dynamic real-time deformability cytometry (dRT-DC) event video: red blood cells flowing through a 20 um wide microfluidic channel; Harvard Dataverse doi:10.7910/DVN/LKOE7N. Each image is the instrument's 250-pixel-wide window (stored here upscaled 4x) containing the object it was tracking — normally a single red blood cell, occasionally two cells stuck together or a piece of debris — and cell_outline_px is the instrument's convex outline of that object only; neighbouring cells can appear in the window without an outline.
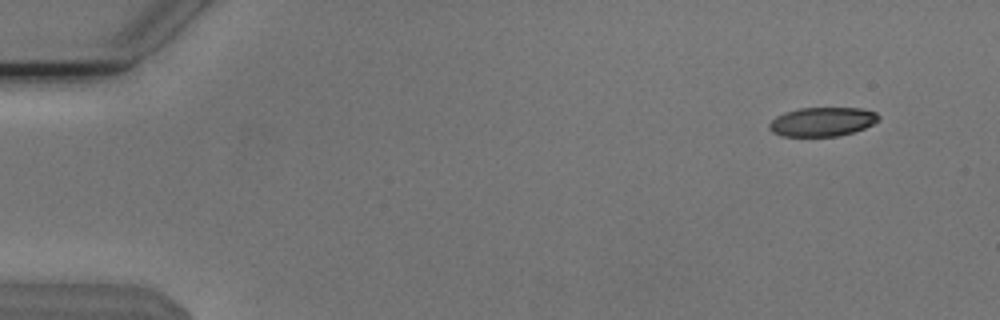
{"species": "Egyptian fruit bat (a non-hibernating species)", "species_latin": "Rousettus aegyptiacus", "temperature_condition": "cold", "stored_images_in_passage": 8, "camera_frame_rate_fps": 3000, "um_per_image_px": 0.085, "animal": {"sex": "male"}, "frame": {"image": 1, "passage_image": 1, "time_ms": 0.0, "image_size_px": [1000, 320], "cell_outline_px": [[880, 120], [864, 128], [852, 132], [836, 136], [784, 136], [772, 132], [768, 128], [768, 124], [776, 116], [784, 112], [800, 108], [860, 108], [876, 112], [880, 116]], "centroid_in_image_um": [69.88, 10.34], "position_along_channel_um": 15.1, "area_um2": 18.5}}